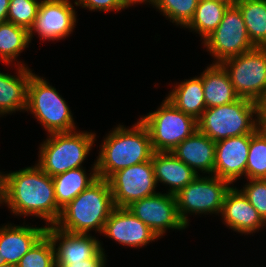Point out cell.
Here are the masks:
<instances>
[{
  "label": "cell",
  "instance_id": "cell-1",
  "mask_svg": "<svg viewBox=\"0 0 266 267\" xmlns=\"http://www.w3.org/2000/svg\"><path fill=\"white\" fill-rule=\"evenodd\" d=\"M5 204L14 216H35L46 226L54 225L61 214L52 177L36 164L4 173Z\"/></svg>",
  "mask_w": 266,
  "mask_h": 267
},
{
  "label": "cell",
  "instance_id": "cell-2",
  "mask_svg": "<svg viewBox=\"0 0 266 267\" xmlns=\"http://www.w3.org/2000/svg\"><path fill=\"white\" fill-rule=\"evenodd\" d=\"M102 141L95 160L101 179L107 180L118 170L149 161L154 153L148 129L139 119L132 128L116 125Z\"/></svg>",
  "mask_w": 266,
  "mask_h": 267
},
{
  "label": "cell",
  "instance_id": "cell-3",
  "mask_svg": "<svg viewBox=\"0 0 266 267\" xmlns=\"http://www.w3.org/2000/svg\"><path fill=\"white\" fill-rule=\"evenodd\" d=\"M114 209L108 180L98 178L61 209L54 226L75 234H90L95 231L102 235L105 222Z\"/></svg>",
  "mask_w": 266,
  "mask_h": 267
},
{
  "label": "cell",
  "instance_id": "cell-4",
  "mask_svg": "<svg viewBox=\"0 0 266 267\" xmlns=\"http://www.w3.org/2000/svg\"><path fill=\"white\" fill-rule=\"evenodd\" d=\"M95 132L79 131L50 133L39 147L38 161L35 163L49 176L83 167L95 145Z\"/></svg>",
  "mask_w": 266,
  "mask_h": 267
},
{
  "label": "cell",
  "instance_id": "cell-5",
  "mask_svg": "<svg viewBox=\"0 0 266 267\" xmlns=\"http://www.w3.org/2000/svg\"><path fill=\"white\" fill-rule=\"evenodd\" d=\"M197 124L198 130L215 142L253 134L259 128V103L239 97L232 103L207 108Z\"/></svg>",
  "mask_w": 266,
  "mask_h": 267
},
{
  "label": "cell",
  "instance_id": "cell-6",
  "mask_svg": "<svg viewBox=\"0 0 266 267\" xmlns=\"http://www.w3.org/2000/svg\"><path fill=\"white\" fill-rule=\"evenodd\" d=\"M42 76L32 73L27 85V113L30 112L50 133L78 130L73 113L55 87Z\"/></svg>",
  "mask_w": 266,
  "mask_h": 267
},
{
  "label": "cell",
  "instance_id": "cell-7",
  "mask_svg": "<svg viewBox=\"0 0 266 267\" xmlns=\"http://www.w3.org/2000/svg\"><path fill=\"white\" fill-rule=\"evenodd\" d=\"M146 126L154 152H172L198 130L197 120L177 109L166 98L157 110L140 116Z\"/></svg>",
  "mask_w": 266,
  "mask_h": 267
},
{
  "label": "cell",
  "instance_id": "cell-8",
  "mask_svg": "<svg viewBox=\"0 0 266 267\" xmlns=\"http://www.w3.org/2000/svg\"><path fill=\"white\" fill-rule=\"evenodd\" d=\"M231 185L227 180L214 175H198L175 194L180 220L188 227L190 214L199 216L218 214L219 216Z\"/></svg>",
  "mask_w": 266,
  "mask_h": 267
},
{
  "label": "cell",
  "instance_id": "cell-9",
  "mask_svg": "<svg viewBox=\"0 0 266 267\" xmlns=\"http://www.w3.org/2000/svg\"><path fill=\"white\" fill-rule=\"evenodd\" d=\"M234 91L241 98L260 103L266 96V47L224 60Z\"/></svg>",
  "mask_w": 266,
  "mask_h": 267
},
{
  "label": "cell",
  "instance_id": "cell-10",
  "mask_svg": "<svg viewBox=\"0 0 266 267\" xmlns=\"http://www.w3.org/2000/svg\"><path fill=\"white\" fill-rule=\"evenodd\" d=\"M202 44L214 58V64H221L226 59L255 48L236 4L228 6L218 27L202 41Z\"/></svg>",
  "mask_w": 266,
  "mask_h": 267
},
{
  "label": "cell",
  "instance_id": "cell-11",
  "mask_svg": "<svg viewBox=\"0 0 266 267\" xmlns=\"http://www.w3.org/2000/svg\"><path fill=\"white\" fill-rule=\"evenodd\" d=\"M107 180L115 207H127L134 201L158 193L151 160L118 170Z\"/></svg>",
  "mask_w": 266,
  "mask_h": 267
},
{
  "label": "cell",
  "instance_id": "cell-12",
  "mask_svg": "<svg viewBox=\"0 0 266 267\" xmlns=\"http://www.w3.org/2000/svg\"><path fill=\"white\" fill-rule=\"evenodd\" d=\"M127 208L160 239L169 229L187 228L179 218L174 194L158 192L132 202Z\"/></svg>",
  "mask_w": 266,
  "mask_h": 267
},
{
  "label": "cell",
  "instance_id": "cell-13",
  "mask_svg": "<svg viewBox=\"0 0 266 267\" xmlns=\"http://www.w3.org/2000/svg\"><path fill=\"white\" fill-rule=\"evenodd\" d=\"M71 0H42L33 26L29 29L30 41L37 33L39 40L66 39L76 26L77 11Z\"/></svg>",
  "mask_w": 266,
  "mask_h": 267
},
{
  "label": "cell",
  "instance_id": "cell-14",
  "mask_svg": "<svg viewBox=\"0 0 266 267\" xmlns=\"http://www.w3.org/2000/svg\"><path fill=\"white\" fill-rule=\"evenodd\" d=\"M102 234L124 247L136 249L159 240L127 207H115L105 222Z\"/></svg>",
  "mask_w": 266,
  "mask_h": 267
},
{
  "label": "cell",
  "instance_id": "cell-15",
  "mask_svg": "<svg viewBox=\"0 0 266 267\" xmlns=\"http://www.w3.org/2000/svg\"><path fill=\"white\" fill-rule=\"evenodd\" d=\"M55 251V265H68L72 262L92 258L103 244L92 234H75L60 230L54 225L47 226Z\"/></svg>",
  "mask_w": 266,
  "mask_h": 267
},
{
  "label": "cell",
  "instance_id": "cell-16",
  "mask_svg": "<svg viewBox=\"0 0 266 267\" xmlns=\"http://www.w3.org/2000/svg\"><path fill=\"white\" fill-rule=\"evenodd\" d=\"M250 135L230 137L216 142L213 175L227 180L232 185L241 177L246 179V164Z\"/></svg>",
  "mask_w": 266,
  "mask_h": 267
},
{
  "label": "cell",
  "instance_id": "cell-17",
  "mask_svg": "<svg viewBox=\"0 0 266 267\" xmlns=\"http://www.w3.org/2000/svg\"><path fill=\"white\" fill-rule=\"evenodd\" d=\"M220 215L227 228L229 227L241 235L244 234V236L253 235L266 226V222L250 204L243 192L233 185L226 193Z\"/></svg>",
  "mask_w": 266,
  "mask_h": 267
},
{
  "label": "cell",
  "instance_id": "cell-18",
  "mask_svg": "<svg viewBox=\"0 0 266 267\" xmlns=\"http://www.w3.org/2000/svg\"><path fill=\"white\" fill-rule=\"evenodd\" d=\"M22 224L0 226V253L6 263L18 265L20 259L47 231L46 225L33 227L25 225V222Z\"/></svg>",
  "mask_w": 266,
  "mask_h": 267
},
{
  "label": "cell",
  "instance_id": "cell-19",
  "mask_svg": "<svg viewBox=\"0 0 266 267\" xmlns=\"http://www.w3.org/2000/svg\"><path fill=\"white\" fill-rule=\"evenodd\" d=\"M171 153L197 175H213L216 142L199 130L182 141Z\"/></svg>",
  "mask_w": 266,
  "mask_h": 267
},
{
  "label": "cell",
  "instance_id": "cell-20",
  "mask_svg": "<svg viewBox=\"0 0 266 267\" xmlns=\"http://www.w3.org/2000/svg\"><path fill=\"white\" fill-rule=\"evenodd\" d=\"M17 75L0 71V117L18 111L26 112L27 85L32 71L28 66H17Z\"/></svg>",
  "mask_w": 266,
  "mask_h": 267
},
{
  "label": "cell",
  "instance_id": "cell-21",
  "mask_svg": "<svg viewBox=\"0 0 266 267\" xmlns=\"http://www.w3.org/2000/svg\"><path fill=\"white\" fill-rule=\"evenodd\" d=\"M155 180L168 186L167 193L176 194L198 175L171 152H154L152 156Z\"/></svg>",
  "mask_w": 266,
  "mask_h": 267
},
{
  "label": "cell",
  "instance_id": "cell-22",
  "mask_svg": "<svg viewBox=\"0 0 266 267\" xmlns=\"http://www.w3.org/2000/svg\"><path fill=\"white\" fill-rule=\"evenodd\" d=\"M202 77L206 109L232 103L239 96L234 91L228 72L213 62L200 74Z\"/></svg>",
  "mask_w": 266,
  "mask_h": 267
},
{
  "label": "cell",
  "instance_id": "cell-23",
  "mask_svg": "<svg viewBox=\"0 0 266 267\" xmlns=\"http://www.w3.org/2000/svg\"><path fill=\"white\" fill-rule=\"evenodd\" d=\"M172 87L165 98L177 109L198 120L206 110L202 77L184 79Z\"/></svg>",
  "mask_w": 266,
  "mask_h": 267
},
{
  "label": "cell",
  "instance_id": "cell-24",
  "mask_svg": "<svg viewBox=\"0 0 266 267\" xmlns=\"http://www.w3.org/2000/svg\"><path fill=\"white\" fill-rule=\"evenodd\" d=\"M88 174L85 167L68 170L52 177L57 206L62 209L98 179L96 161Z\"/></svg>",
  "mask_w": 266,
  "mask_h": 267
},
{
  "label": "cell",
  "instance_id": "cell-25",
  "mask_svg": "<svg viewBox=\"0 0 266 267\" xmlns=\"http://www.w3.org/2000/svg\"><path fill=\"white\" fill-rule=\"evenodd\" d=\"M30 43L28 29L10 22L0 23V61L3 64L12 65L16 61L13 66H26L18 57Z\"/></svg>",
  "mask_w": 266,
  "mask_h": 267
},
{
  "label": "cell",
  "instance_id": "cell-26",
  "mask_svg": "<svg viewBox=\"0 0 266 267\" xmlns=\"http://www.w3.org/2000/svg\"><path fill=\"white\" fill-rule=\"evenodd\" d=\"M250 41L255 47H266V0H236Z\"/></svg>",
  "mask_w": 266,
  "mask_h": 267
},
{
  "label": "cell",
  "instance_id": "cell-27",
  "mask_svg": "<svg viewBox=\"0 0 266 267\" xmlns=\"http://www.w3.org/2000/svg\"><path fill=\"white\" fill-rule=\"evenodd\" d=\"M227 8V4L219 1L199 0L194 17L185 28L196 32L204 40L218 27Z\"/></svg>",
  "mask_w": 266,
  "mask_h": 267
},
{
  "label": "cell",
  "instance_id": "cell-28",
  "mask_svg": "<svg viewBox=\"0 0 266 267\" xmlns=\"http://www.w3.org/2000/svg\"><path fill=\"white\" fill-rule=\"evenodd\" d=\"M246 179H266V134L259 128L250 134Z\"/></svg>",
  "mask_w": 266,
  "mask_h": 267
},
{
  "label": "cell",
  "instance_id": "cell-29",
  "mask_svg": "<svg viewBox=\"0 0 266 267\" xmlns=\"http://www.w3.org/2000/svg\"><path fill=\"white\" fill-rule=\"evenodd\" d=\"M199 0H155L154 6L171 23L184 29L193 19Z\"/></svg>",
  "mask_w": 266,
  "mask_h": 267
},
{
  "label": "cell",
  "instance_id": "cell-30",
  "mask_svg": "<svg viewBox=\"0 0 266 267\" xmlns=\"http://www.w3.org/2000/svg\"><path fill=\"white\" fill-rule=\"evenodd\" d=\"M18 267H56L54 246L46 233L20 259Z\"/></svg>",
  "mask_w": 266,
  "mask_h": 267
},
{
  "label": "cell",
  "instance_id": "cell-31",
  "mask_svg": "<svg viewBox=\"0 0 266 267\" xmlns=\"http://www.w3.org/2000/svg\"><path fill=\"white\" fill-rule=\"evenodd\" d=\"M42 0H10L7 22L30 29L37 17Z\"/></svg>",
  "mask_w": 266,
  "mask_h": 267
},
{
  "label": "cell",
  "instance_id": "cell-32",
  "mask_svg": "<svg viewBox=\"0 0 266 267\" xmlns=\"http://www.w3.org/2000/svg\"><path fill=\"white\" fill-rule=\"evenodd\" d=\"M240 190L266 222V179H248Z\"/></svg>",
  "mask_w": 266,
  "mask_h": 267
},
{
  "label": "cell",
  "instance_id": "cell-33",
  "mask_svg": "<svg viewBox=\"0 0 266 267\" xmlns=\"http://www.w3.org/2000/svg\"><path fill=\"white\" fill-rule=\"evenodd\" d=\"M74 6H81L89 11L120 12L125 8L121 0H75Z\"/></svg>",
  "mask_w": 266,
  "mask_h": 267
},
{
  "label": "cell",
  "instance_id": "cell-34",
  "mask_svg": "<svg viewBox=\"0 0 266 267\" xmlns=\"http://www.w3.org/2000/svg\"><path fill=\"white\" fill-rule=\"evenodd\" d=\"M107 255L100 249L92 258L88 260L72 262L68 265H56V267H106Z\"/></svg>",
  "mask_w": 266,
  "mask_h": 267
},
{
  "label": "cell",
  "instance_id": "cell-35",
  "mask_svg": "<svg viewBox=\"0 0 266 267\" xmlns=\"http://www.w3.org/2000/svg\"><path fill=\"white\" fill-rule=\"evenodd\" d=\"M10 0H0V23L7 22Z\"/></svg>",
  "mask_w": 266,
  "mask_h": 267
},
{
  "label": "cell",
  "instance_id": "cell-36",
  "mask_svg": "<svg viewBox=\"0 0 266 267\" xmlns=\"http://www.w3.org/2000/svg\"><path fill=\"white\" fill-rule=\"evenodd\" d=\"M121 1L126 9L133 5H137V4L139 5L142 3L144 4L148 3L149 5L151 4V6H154V3H155V0H121Z\"/></svg>",
  "mask_w": 266,
  "mask_h": 267
},
{
  "label": "cell",
  "instance_id": "cell-37",
  "mask_svg": "<svg viewBox=\"0 0 266 267\" xmlns=\"http://www.w3.org/2000/svg\"><path fill=\"white\" fill-rule=\"evenodd\" d=\"M4 173L0 171V206L4 205Z\"/></svg>",
  "mask_w": 266,
  "mask_h": 267
},
{
  "label": "cell",
  "instance_id": "cell-38",
  "mask_svg": "<svg viewBox=\"0 0 266 267\" xmlns=\"http://www.w3.org/2000/svg\"><path fill=\"white\" fill-rule=\"evenodd\" d=\"M259 116H266V96H265V98L259 103Z\"/></svg>",
  "mask_w": 266,
  "mask_h": 267
},
{
  "label": "cell",
  "instance_id": "cell-39",
  "mask_svg": "<svg viewBox=\"0 0 266 267\" xmlns=\"http://www.w3.org/2000/svg\"><path fill=\"white\" fill-rule=\"evenodd\" d=\"M259 129L266 134V116H259Z\"/></svg>",
  "mask_w": 266,
  "mask_h": 267
},
{
  "label": "cell",
  "instance_id": "cell-40",
  "mask_svg": "<svg viewBox=\"0 0 266 267\" xmlns=\"http://www.w3.org/2000/svg\"><path fill=\"white\" fill-rule=\"evenodd\" d=\"M215 1L222 2L224 4H227L228 6L235 5V3H236V0H215Z\"/></svg>",
  "mask_w": 266,
  "mask_h": 267
},
{
  "label": "cell",
  "instance_id": "cell-41",
  "mask_svg": "<svg viewBox=\"0 0 266 267\" xmlns=\"http://www.w3.org/2000/svg\"><path fill=\"white\" fill-rule=\"evenodd\" d=\"M0 267H18V265L6 263V264H3V265H0Z\"/></svg>",
  "mask_w": 266,
  "mask_h": 267
},
{
  "label": "cell",
  "instance_id": "cell-42",
  "mask_svg": "<svg viewBox=\"0 0 266 267\" xmlns=\"http://www.w3.org/2000/svg\"><path fill=\"white\" fill-rule=\"evenodd\" d=\"M6 264V261L4 258L1 257V253H0V265Z\"/></svg>",
  "mask_w": 266,
  "mask_h": 267
}]
</instances>
